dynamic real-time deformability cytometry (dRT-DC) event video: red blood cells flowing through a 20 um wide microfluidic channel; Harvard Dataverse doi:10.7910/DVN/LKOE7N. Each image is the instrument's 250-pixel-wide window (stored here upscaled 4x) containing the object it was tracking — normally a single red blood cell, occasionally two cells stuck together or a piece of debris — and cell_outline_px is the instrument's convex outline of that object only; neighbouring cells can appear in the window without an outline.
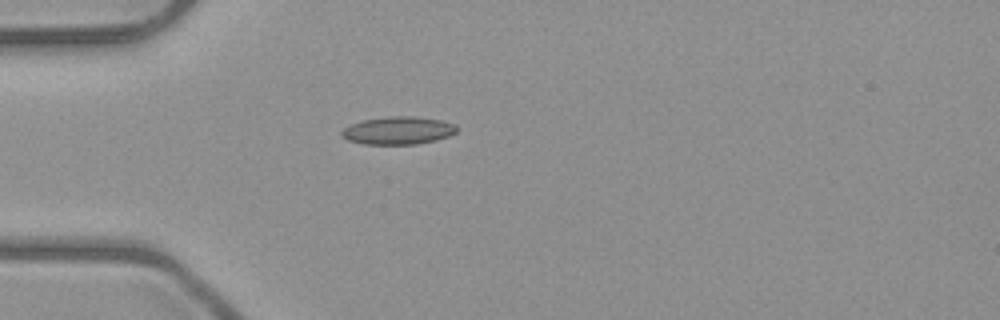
{"species": "common noctule bat (a hibernating species)", "species_latin": "Nyctalus noctula", "temperature_condition": "room temperature", "stored_images_in_passage": 1, "camera_frame_rate_fps": 3000, "um_per_image_px": 0.085, "animal": {"sex": "male", "body_mass_g": 23.1, "forearm_length_mm": 52.7}, "frame": {"image": 1, "passage_image": 1, "time_ms": 0.0, "image_size_px": [1000, 320], "cell_outline_px": [[456, 132], [448, 136], [436, 140], [416, 144], [364, 144], [348, 140], [340, 136], [340, 132], [344, 128], [352, 124], [364, 120], [392, 116], [412, 116], [440, 120], [456, 124]], "centroid_in_image_um": [33.83, 11.1], "position_along_channel_um": 51.2, "area_um2": 18.5}}